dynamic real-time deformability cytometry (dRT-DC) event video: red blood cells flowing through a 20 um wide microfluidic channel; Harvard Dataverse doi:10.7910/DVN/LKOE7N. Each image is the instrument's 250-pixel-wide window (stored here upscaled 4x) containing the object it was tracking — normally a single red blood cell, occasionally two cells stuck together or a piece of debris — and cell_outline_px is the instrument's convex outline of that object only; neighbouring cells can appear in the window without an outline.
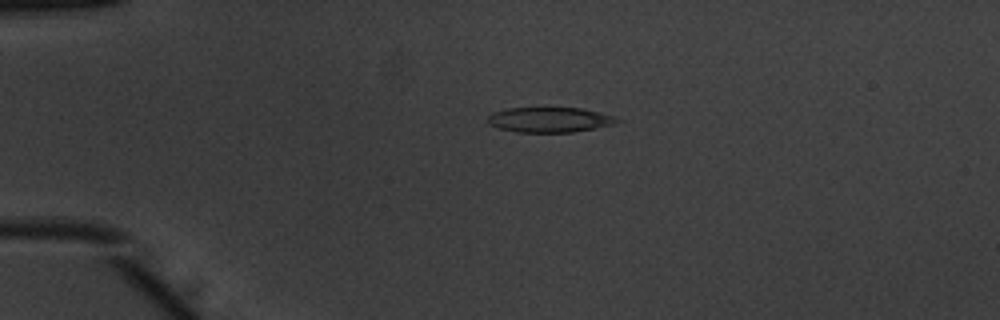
{"species": "common noctule bat (a hibernating species)", "species_latin": "Nyctalus noctula", "temperature_condition": "warm", "stored_images_in_passage": 44, "camera_frame_rate_fps": 3000, "um_per_image_px": 0.085, "animal": {"sex": "male", "body_mass_g": 20.1, "forearm_length_mm": 53.5}, "frame": {"image": 1, "passage_image": 4, "time_ms": 1.0, "image_size_px": [1000, 320], "cell_outline_px": [[624, 120], [612, 124], [596, 128], [572, 132], [516, 132], [500, 128], [488, 124], [488, 116], [492, 112], [504, 108], [580, 108], [612, 116]], "centroid_in_image_um": [46.68, 10.18], "position_along_channel_um": 38.3, "area_um2": 18.79}}
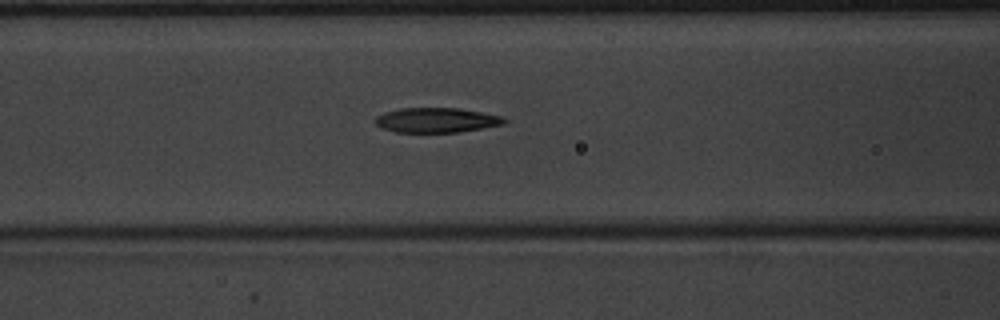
{"frame": {"image": 2, "passage_image": 14, "time_ms": 4.333, "image_size_px": [1000, 320], "cell_outline_px": [[508, 120], [504, 124], [484, 128], [456, 132], [396, 132], [384, 128], [376, 124], [372, 120], [376, 116], [384, 112], [400, 108], [460, 108], [504, 116]], "centroid_in_image_um": [37.12, 10.2], "position_along_channel_um": 129.5, "area_um2": 18.79}}
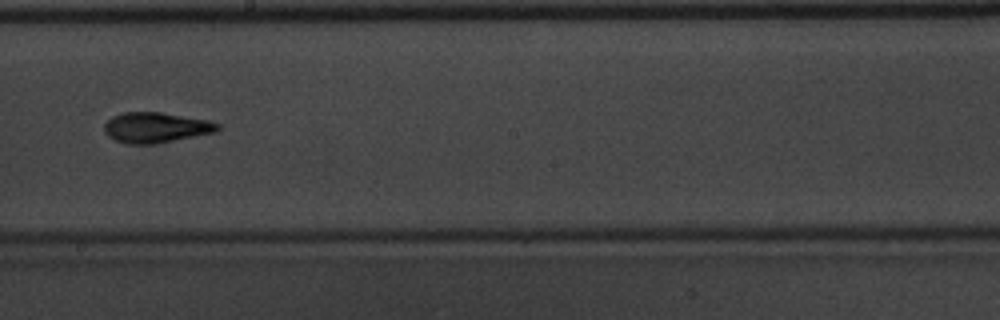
{"frame": {"image": 3, "passage_image": 22, "time_ms": 7.0, "image_size_px": [1000, 320], "cell_outline_px": [[220, 128], [216, 132], [156, 144], [128, 144], [116, 140], [108, 136], [104, 132], [104, 124], [112, 116], [124, 112], [160, 112], [208, 120], [220, 124]], "centroid_in_image_um": [13.25, 10.84], "position_along_channel_um": 235.0, "area_um2": 20.11}, "authors_computed_cell_mechanics": {"area_um2": 18.9006, "velocity_mm_per_s": 3.9494, "shape_relaxation_time_tau1_ms": 4.6623, "shape_relaxation_time_tau2_ms": 3.2944, "deformation_change_tau1": 0.1907, "deformation_change_tau2": 0.1272}}